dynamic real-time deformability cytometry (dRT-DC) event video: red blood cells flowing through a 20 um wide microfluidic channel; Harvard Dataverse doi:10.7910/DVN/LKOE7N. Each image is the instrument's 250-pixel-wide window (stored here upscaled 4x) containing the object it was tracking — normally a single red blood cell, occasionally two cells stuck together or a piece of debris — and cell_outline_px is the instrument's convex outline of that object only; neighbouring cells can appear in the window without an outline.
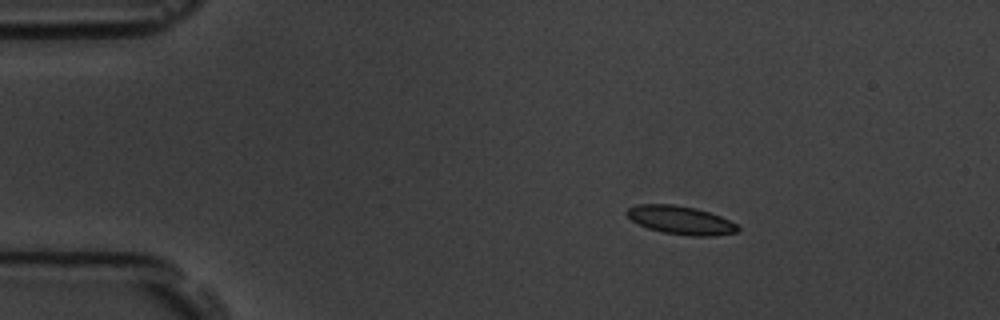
{"species": "common noctule bat (a hibernating species)", "species_latin": "Nyctalus noctula", "temperature_condition": "room temperature", "stored_images_in_passage": 3, "camera_frame_rate_fps": 3000, "um_per_image_px": 0.085, "animal": {"sex": "male", "body_mass_g": 19.5, "forearm_length_mm": 54.6}, "frame": {"image": 1, "passage_image": 1, "time_ms": 0.0, "image_size_px": [1000, 320], "cell_outline_px": [[740, 228], [736, 232], [716, 236], [692, 236], [664, 232], [648, 228], [632, 220], [624, 212], [628, 208], [636, 204], [672, 204], [696, 208], [720, 216], [736, 224]], "centroid_in_image_um": [57.85, 18.71], "position_along_channel_um": 27.2, "area_um2": 18.21}}